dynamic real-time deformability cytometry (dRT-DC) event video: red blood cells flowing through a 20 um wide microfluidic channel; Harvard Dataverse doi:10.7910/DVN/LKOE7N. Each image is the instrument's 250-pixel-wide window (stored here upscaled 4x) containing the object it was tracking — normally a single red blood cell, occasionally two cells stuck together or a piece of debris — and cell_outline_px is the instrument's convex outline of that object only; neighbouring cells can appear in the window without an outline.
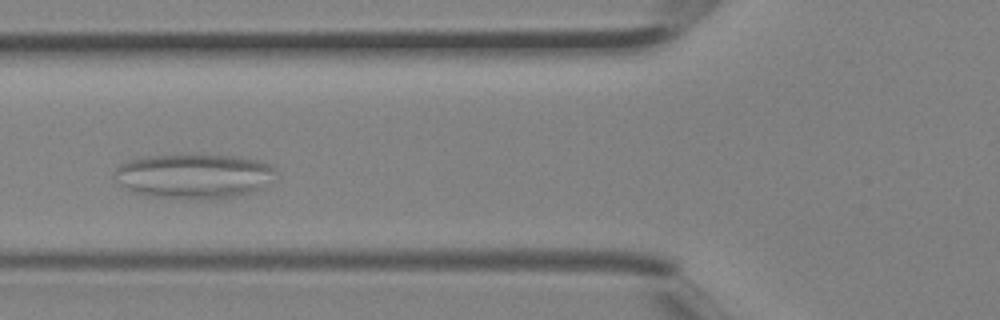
{"species": "Egyptian fruit bat (a non-hibernating species)", "species_latin": "Rousettus aegyptiacus", "temperature_condition": "room temperature", "stored_images_in_passage": 3, "camera_frame_rate_fps": 3000, "um_per_image_px": 0.085, "animal": {"sex": "female"}, "frame": {"image": 1, "passage_image": 3, "time_ms": 0.667, "image_size_px": [1000, 320], "cell_outline_px": [[276, 168], [260, 188], [252, 192], [232, 196], [208, 200], [148, 196], [136, 192], [120, 184], [112, 176], [116, 168], [120, 164], [132, 160], [148, 156], [240, 156], [260, 160], [272, 164]], "centroid_in_image_um": [16.45, 14.97], "position_along_channel_um": 109.3, "area_um2": 41.27}}